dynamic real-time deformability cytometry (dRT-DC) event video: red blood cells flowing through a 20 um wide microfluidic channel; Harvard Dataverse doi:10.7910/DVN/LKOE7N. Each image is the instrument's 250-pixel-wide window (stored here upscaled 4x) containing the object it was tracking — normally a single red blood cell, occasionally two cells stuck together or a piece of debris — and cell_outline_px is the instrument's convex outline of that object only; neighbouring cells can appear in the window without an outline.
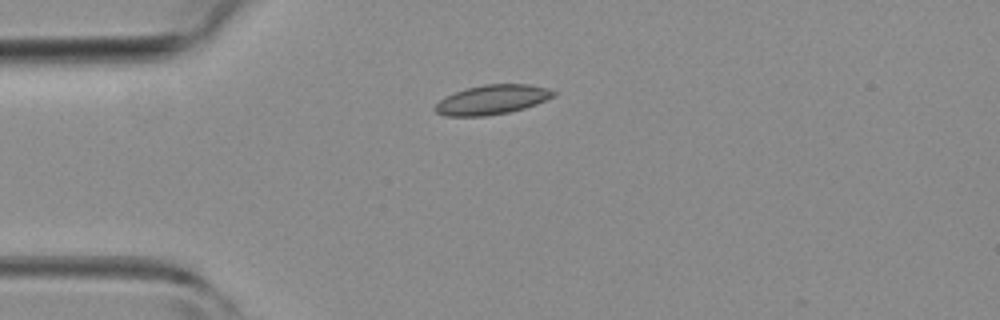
{"species": "common noctule bat (a hibernating species)", "species_latin": "Nyctalus noctula", "temperature_condition": "room temperature", "stored_images_in_passage": 1, "camera_frame_rate_fps": 3000, "um_per_image_px": 0.085, "animal": {"sex": "female", "body_mass_g": 19.3, "forearm_length_mm": 54.1}, "frame": {"image": 1, "passage_image": 1, "time_ms": 0.0, "image_size_px": [1000, 320], "cell_outline_px": [[556, 96], [536, 104], [524, 108], [508, 112], [484, 116], [444, 116], [436, 112], [432, 108], [444, 96], [464, 88], [484, 84], [528, 84], [548, 88], [556, 92]], "centroid_in_image_um": [41.8, 8.46], "position_along_channel_um": 43.2, "area_um2": 20.52}}